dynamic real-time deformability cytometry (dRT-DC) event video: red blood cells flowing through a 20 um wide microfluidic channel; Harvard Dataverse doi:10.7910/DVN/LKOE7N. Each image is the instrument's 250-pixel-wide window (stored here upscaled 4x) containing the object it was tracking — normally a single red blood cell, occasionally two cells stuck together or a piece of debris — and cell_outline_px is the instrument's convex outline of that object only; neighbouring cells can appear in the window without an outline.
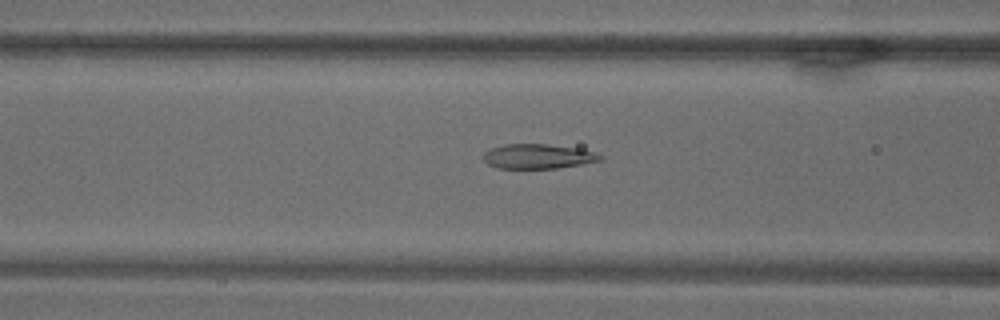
{"species": "common noctule bat (a hibernating species)", "species_latin": "Nyctalus noctula", "temperature_condition": "warm", "stored_images_in_passage": 71, "camera_frame_rate_fps": 3000, "um_per_image_px": 0.085, "animal": {"sex": "male", "body_mass_g": 18.8}, "frame": {"image": 1, "passage_image": 29, "time_ms": 9.333, "image_size_px": [1000, 320], "cell_outline_px": [[604, 160], [556, 168], [496, 168], [488, 164], [484, 160], [484, 152], [492, 148], [504, 144], [544, 144], [580, 148], [596, 152], [604, 156]], "centroid_in_image_um": [45.77, 13.28], "position_along_channel_um": 120.8, "area_um2": 16.82}}
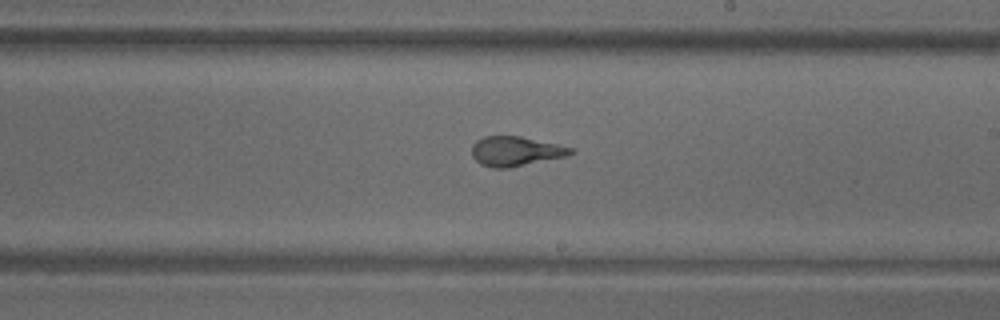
{"frame": {"image": 2, "passage_image": 42, "time_ms": 13.667, "image_size_px": [1000, 320], "cell_outline_px": [[576, 152], [568, 156], [508, 168], [492, 168], [480, 164], [472, 156], [472, 144], [476, 140], [484, 136], [520, 136], [576, 148]], "centroid_in_image_um": [43.86, 12.85], "position_along_channel_um": 245.1, "area_um2": 17.28}}
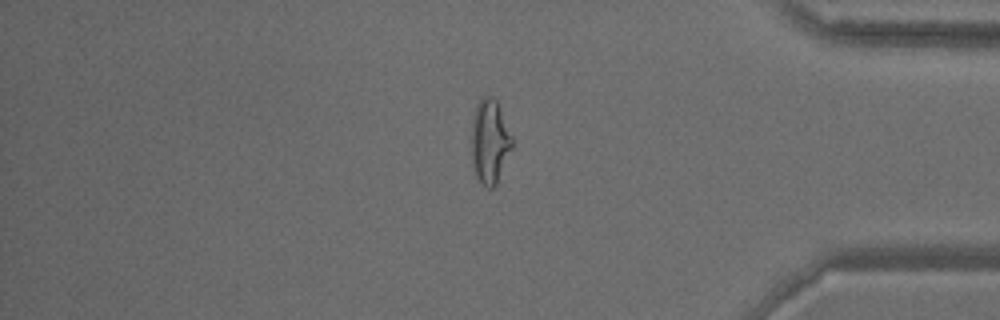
{"frame": {"image": 3, "passage_image": 60, "time_ms": 19.667, "image_size_px": [1000, 320], "cell_outline_px": [[512, 148], [496, 184], [492, 188], [488, 188], [480, 184], [476, 176], [472, 160], [472, 116], [476, 104], [484, 96], [492, 96], [496, 100], [500, 108], [512, 136]], "centroid_in_image_um": [41.62, 12.02], "position_along_channel_um": 393.6, "area_um2": 19.88}}